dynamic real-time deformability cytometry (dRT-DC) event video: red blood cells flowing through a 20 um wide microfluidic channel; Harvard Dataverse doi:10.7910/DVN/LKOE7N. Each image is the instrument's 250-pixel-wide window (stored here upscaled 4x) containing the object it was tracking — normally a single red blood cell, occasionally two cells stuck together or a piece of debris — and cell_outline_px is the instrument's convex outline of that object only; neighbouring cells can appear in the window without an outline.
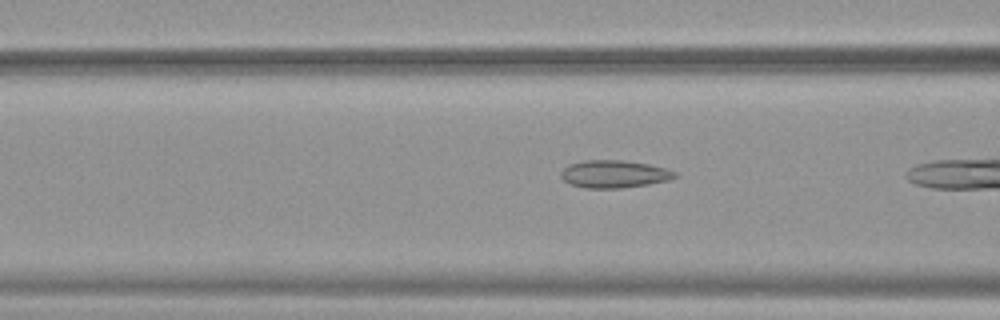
{"species": "common noctule bat (a hibernating species)", "species_latin": "Nyctalus noctula", "temperature_condition": "warm", "stored_images_in_passage": 37, "camera_frame_rate_fps": 3000, "um_per_image_px": 0.085, "animal": {"sex": "female", "body_mass_g": 19.9}, "frame": {"image": 1, "passage_image": 17, "time_ms": 5.333, "image_size_px": [1000, 320], "cell_outline_px": [[680, 176], [668, 180], [648, 184], [620, 188], [584, 188], [572, 184], [564, 180], [560, 176], [560, 172], [568, 164], [584, 160], [624, 160], [648, 164], [664, 168], [676, 172]], "centroid_in_image_um": [52.2, 14.79], "position_along_channel_um": 114.4, "area_um2": 18.32}}
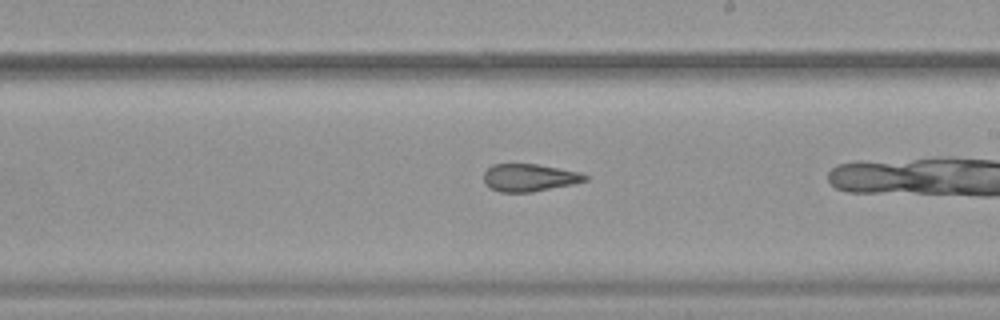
{"frame": {"image": 2, "passage_image": 27, "time_ms": 8.667, "image_size_px": [1000, 320], "cell_outline_px": [[588, 180], [572, 184], [532, 192], [500, 192], [484, 184], [484, 172], [492, 164], [536, 164], [580, 172], [588, 176]], "centroid_in_image_um": [44.98, 15.1], "position_along_channel_um": 244.0, "area_um2": 16.18}}
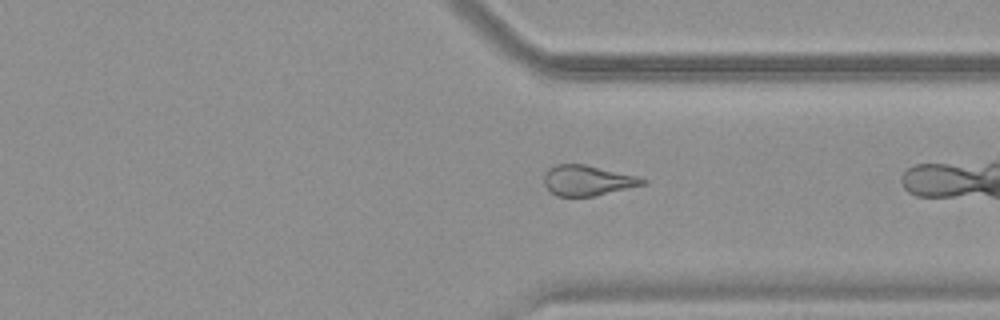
{"frame": {"image": 3, "passage_image": 36, "time_ms": 11.667, "image_size_px": [1000, 320], "cell_outline_px": [[648, 180], [644, 184], [596, 196], [556, 196], [544, 184], [544, 172], [548, 168], [556, 164], [584, 164], [636, 176]], "centroid_in_image_um": [49.9, 15.33], "position_along_channel_um": 361.5, "area_um2": 17.28}}